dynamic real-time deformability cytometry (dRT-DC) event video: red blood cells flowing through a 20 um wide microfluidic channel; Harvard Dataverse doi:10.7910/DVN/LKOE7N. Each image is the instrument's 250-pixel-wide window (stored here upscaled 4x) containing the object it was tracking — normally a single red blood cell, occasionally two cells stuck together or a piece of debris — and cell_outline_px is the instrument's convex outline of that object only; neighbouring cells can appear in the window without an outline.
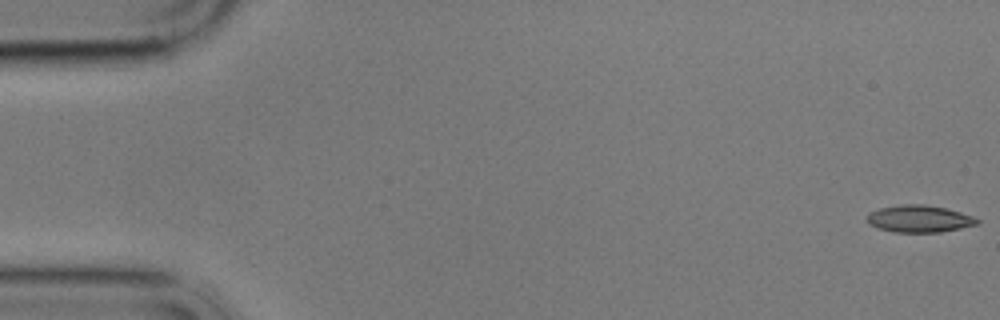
{"species": "common noctule bat (a hibernating species)", "species_latin": "Nyctalus noctula", "temperature_condition": "cold", "stored_images_in_passage": 58, "camera_frame_rate_fps": 3000, "um_per_image_px": 0.085, "animal": {"sex": "male", "body_mass_g": 17.9}, "frame": {"image": 1, "passage_image": 1, "time_ms": 0.0, "image_size_px": [1000, 320], "cell_outline_px": [[980, 224], [940, 232], [892, 232], [868, 224], [868, 212], [880, 208], [904, 204], [924, 204], [944, 208], [960, 212], [972, 216], [980, 220]], "centroid_in_image_um": [78.15, 18.6], "position_along_channel_um": 6.9, "area_um2": 17.28}}
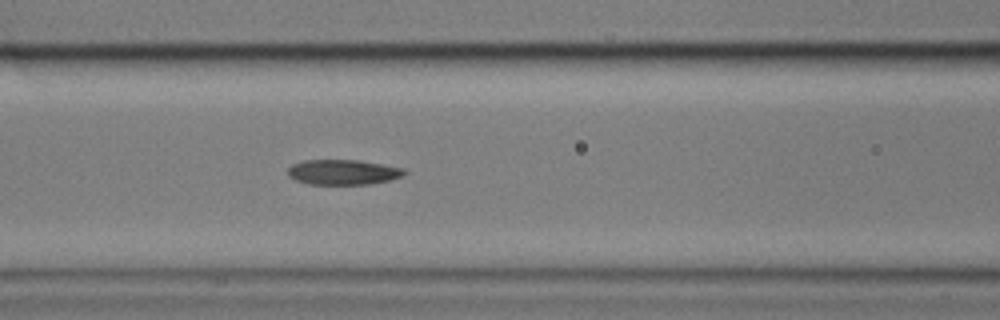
{"frame": {"image": 2, "passage_image": 24, "time_ms": 7.667, "image_size_px": [1000, 320], "cell_outline_px": [[408, 172], [404, 176], [388, 180], [368, 184], [308, 184], [296, 180], [288, 176], [288, 168], [292, 164], [304, 160], [360, 160], [404, 168]], "centroid_in_image_um": [29.17, 14.63], "position_along_channel_um": 137.4, "area_um2": 17.11}}
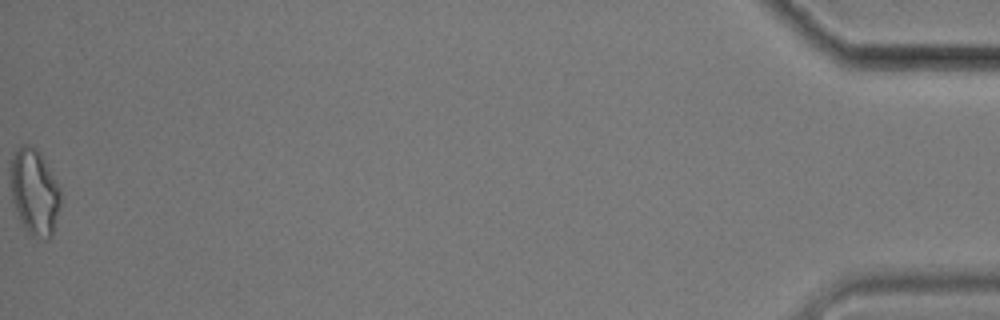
{"frame": {"image": 3, "passage_image": 58, "time_ms": 19.0, "image_size_px": [1000, 320], "cell_outline_px": [[60, 204], [52, 236], [48, 240], [44, 240], [32, 236], [28, 232], [20, 220], [12, 200], [12, 156], [24, 144], [32, 144], [40, 152], [60, 188]], "centroid_in_image_um": [2.96, 16.35], "position_along_channel_um": 432.2, "area_um2": 24.68}, "authors_computed_cell_mechanics": {"area_um2": 17.5712, "velocity_mm_per_s": 3.477, "shape_relaxation_time_tau1_ms": null, "shape_relaxation_time_tau2_ms": 8.2852, "deformation_change_tau1": null, "deformation_change_tau2": 0.1757}}